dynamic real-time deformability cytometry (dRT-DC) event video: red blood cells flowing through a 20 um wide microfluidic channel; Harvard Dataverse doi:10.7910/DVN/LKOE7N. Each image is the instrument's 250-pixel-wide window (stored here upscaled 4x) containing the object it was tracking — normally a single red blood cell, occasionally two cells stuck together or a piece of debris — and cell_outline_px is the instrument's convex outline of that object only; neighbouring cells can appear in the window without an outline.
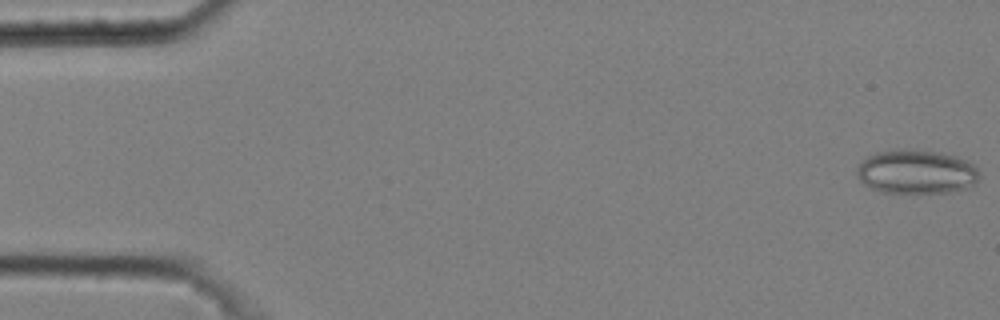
{"species": "common noctule bat (a hibernating species)", "species_latin": "Nyctalus noctula", "temperature_condition": "cold", "stored_images_in_passage": 4, "camera_frame_rate_fps": 3000, "um_per_image_px": 0.085, "animal": {"sex": "male", "body_mass_g": 20.4}, "frame": {"image": 1, "passage_image": 1, "time_ms": 0.0, "image_size_px": [1000, 320], "cell_outline_px": [[980, 176], [968, 188], [948, 192], [880, 192], [864, 184], [856, 176], [856, 168], [868, 156], [876, 152], [896, 148], [908, 148], [936, 152], [956, 156], [972, 164], [976, 168]], "centroid_in_image_um": [77.84, 14.59], "position_along_channel_um": 7.2, "area_um2": 31.39}}